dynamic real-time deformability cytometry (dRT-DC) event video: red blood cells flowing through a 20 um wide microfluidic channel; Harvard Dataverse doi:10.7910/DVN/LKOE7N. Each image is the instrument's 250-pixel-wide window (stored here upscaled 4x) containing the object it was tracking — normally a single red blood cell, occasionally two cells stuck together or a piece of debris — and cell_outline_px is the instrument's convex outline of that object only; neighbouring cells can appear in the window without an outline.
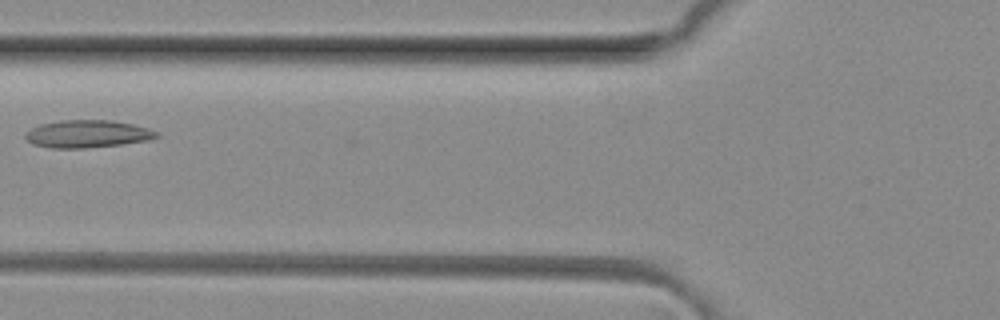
{"species": "common noctule bat (a hibernating species)", "species_latin": "Nyctalus noctula", "temperature_condition": "room temperature", "stored_images_in_passage": 7, "camera_frame_rate_fps": 3000, "um_per_image_px": 0.085, "animal": {"sex": "female", "body_mass_g": 29.2, "forearm_length_mm": 56.3}, "frame": {"image": 1, "passage_image": 6, "time_ms": 1.667, "image_size_px": [1000, 320], "cell_outline_px": [[160, 136], [148, 140], [120, 144], [84, 148], [52, 148], [32, 144], [24, 136], [32, 128], [40, 124], [60, 120], [112, 120], [132, 124], [148, 128], [160, 132]], "centroid_in_image_um": [7.45, 11.37], "position_along_channel_um": 118.3, "area_um2": 20.98}}
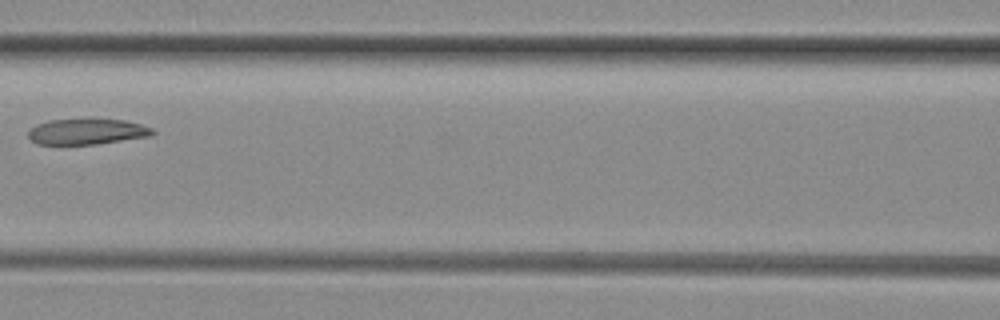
{"frame": {"image": 2, "passage_image": 7, "time_ms": 2.0, "image_size_px": [1000, 320], "cell_outline_px": [[156, 132], [152, 136], [96, 144], [36, 144], [28, 136], [28, 132], [36, 124], [48, 120], [88, 116], [124, 120], [140, 124], [152, 128]], "centroid_in_image_um": [7.4, 11.14], "position_along_channel_um": 159.2, "area_um2": 19.48}}